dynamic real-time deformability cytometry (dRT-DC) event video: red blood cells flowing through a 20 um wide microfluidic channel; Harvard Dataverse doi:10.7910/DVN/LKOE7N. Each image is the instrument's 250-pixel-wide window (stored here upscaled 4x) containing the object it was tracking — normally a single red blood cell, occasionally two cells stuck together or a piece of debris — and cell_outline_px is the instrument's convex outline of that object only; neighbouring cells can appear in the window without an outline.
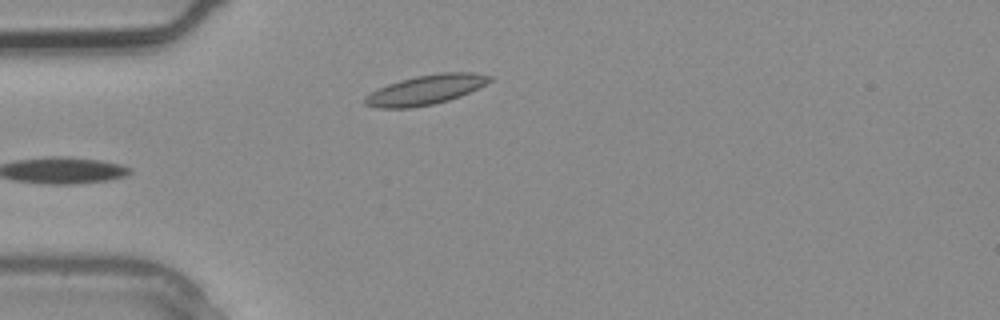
{"species": "common noctule bat (a hibernating species)", "species_latin": "Nyctalus noctula", "temperature_condition": "warm", "stored_images_in_passage": 3, "camera_frame_rate_fps": 3000, "um_per_image_px": 0.085, "animal": {"sex": "male", "body_mass_g": 20.4}, "frame": {"image": 1, "passage_image": 3, "time_ms": 0.667, "image_size_px": [1000, 320], "cell_outline_px": [[492, 80], [460, 96], [448, 100], [432, 104], [412, 108], [380, 108], [364, 104], [364, 96], [388, 84], [400, 80], [416, 76], [440, 72], [472, 72], [492, 76]], "centroid_in_image_um": [36.17, 7.63], "position_along_channel_um": 48.8, "area_um2": 21.27}}